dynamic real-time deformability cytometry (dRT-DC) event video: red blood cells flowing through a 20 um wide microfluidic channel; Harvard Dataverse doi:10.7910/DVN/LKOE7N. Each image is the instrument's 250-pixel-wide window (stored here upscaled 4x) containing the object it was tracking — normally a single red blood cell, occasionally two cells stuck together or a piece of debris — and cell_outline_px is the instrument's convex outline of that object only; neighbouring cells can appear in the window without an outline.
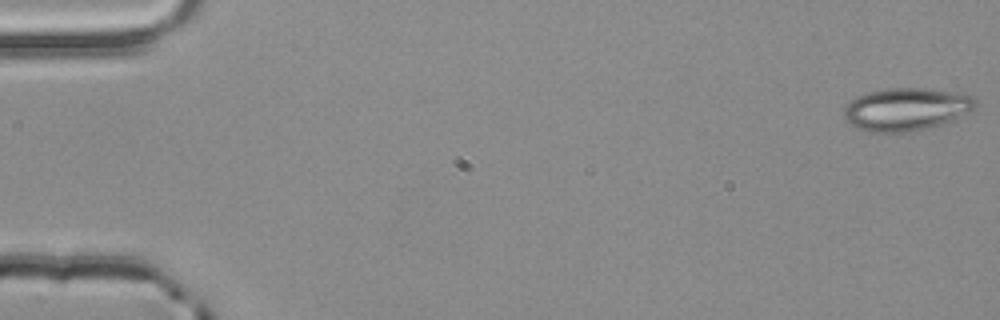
{"species": "common noctule bat (a hibernating species)", "species_latin": "Nyctalus noctula", "temperature_condition": "room temperature", "stored_images_in_passage": 54, "camera_frame_rate_fps": 3000, "um_per_image_px": 0.085, "animal": {"sex": "male", "body_mass_g": 20.4}, "frame": {"image": 1, "passage_image": 1, "time_ms": 0.0, "image_size_px": [1000, 320], "cell_outline_px": [[980, 104], [976, 108], [952, 120], [940, 124], [908, 132], [872, 132], [860, 128], [852, 124], [844, 116], [844, 108], [856, 96], [868, 92], [884, 88], [932, 88], [956, 92], [972, 96]], "centroid_in_image_um": [77.07, 9.26], "position_along_channel_um": 7.9, "area_um2": 32.66}}
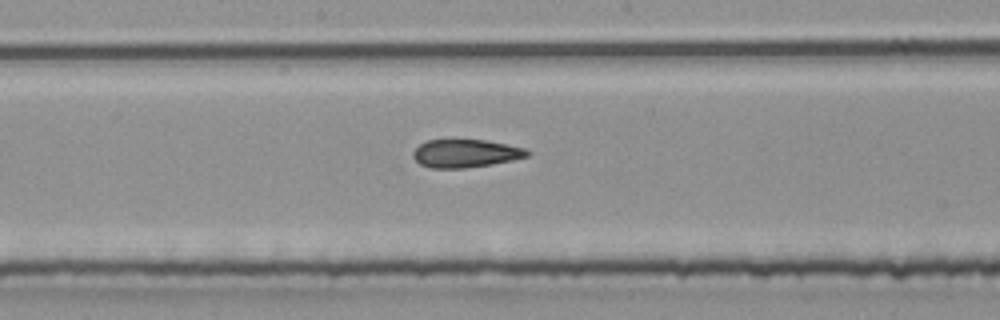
{"frame": {"image": 2, "passage_image": 29, "time_ms": 9.333, "image_size_px": [1000, 320], "cell_outline_px": [[532, 152], [528, 156], [512, 160], [492, 164], [464, 168], [432, 168], [420, 164], [412, 156], [412, 152], [420, 144], [428, 140], [452, 136], [484, 140], [524, 148]], "centroid_in_image_um": [39.52, 12.99], "position_along_channel_um": 208.7, "area_um2": 19.31}}
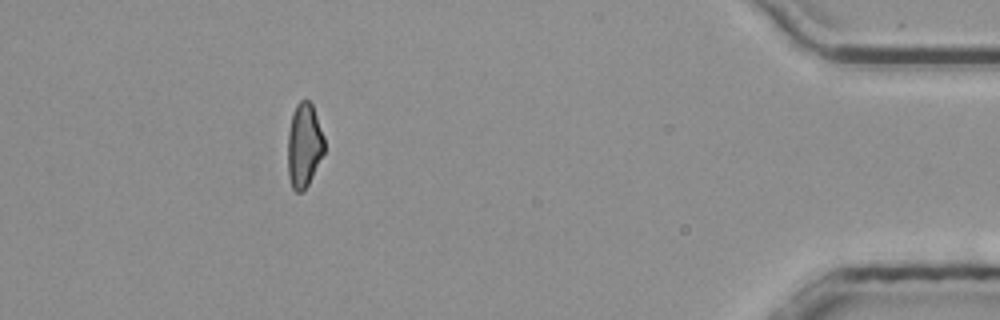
{"frame": {"image": 3, "passage_image": 49, "time_ms": 16.0, "image_size_px": [1000, 320], "cell_outline_px": [[324, 152], [304, 192], [296, 192], [292, 188], [288, 176], [288, 132], [292, 112], [296, 104], [300, 100], [308, 100], [312, 104], [324, 136]], "centroid_in_image_um": [25.83, 12.35], "position_along_channel_um": 409.4, "area_um2": 17.98}, "authors_computed_cell_mechanics": {"area_um2": 19.6809, "velocity_mm_per_s": 3.8802, "shape_relaxation_time_tau1_ms": null, "shape_relaxation_time_tau2_ms": 2.6368, "deformation_change_tau1": null, "deformation_change_tau2": 0.1162}}